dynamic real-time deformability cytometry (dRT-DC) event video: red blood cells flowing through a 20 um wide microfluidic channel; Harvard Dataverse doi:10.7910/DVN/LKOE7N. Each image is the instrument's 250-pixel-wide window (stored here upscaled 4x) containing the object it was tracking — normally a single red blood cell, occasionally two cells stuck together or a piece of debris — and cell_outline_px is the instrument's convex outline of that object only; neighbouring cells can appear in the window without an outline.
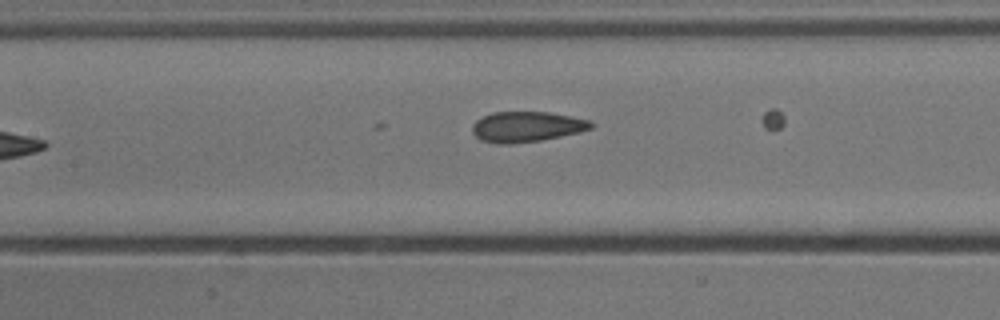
{"species": "common noctule bat (a hibernating species)", "species_latin": "Nyctalus noctula", "temperature_condition": "cold", "stored_images_in_passage": 8, "camera_frame_rate_fps": 3000, "um_per_image_px": 0.085, "animal": {"sex": "male", "body_mass_g": 13.3}, "frame": {"image": 1, "passage_image": 7, "time_ms": 2.0, "image_size_px": [1000, 320], "cell_outline_px": [[592, 128], [580, 132], [540, 140], [508, 144], [500, 144], [480, 140], [472, 132], [472, 124], [476, 120], [492, 112], [548, 112], [592, 120]], "centroid_in_image_um": [44.75, 10.77], "position_along_channel_um": 162.6, "area_um2": 20.98}}